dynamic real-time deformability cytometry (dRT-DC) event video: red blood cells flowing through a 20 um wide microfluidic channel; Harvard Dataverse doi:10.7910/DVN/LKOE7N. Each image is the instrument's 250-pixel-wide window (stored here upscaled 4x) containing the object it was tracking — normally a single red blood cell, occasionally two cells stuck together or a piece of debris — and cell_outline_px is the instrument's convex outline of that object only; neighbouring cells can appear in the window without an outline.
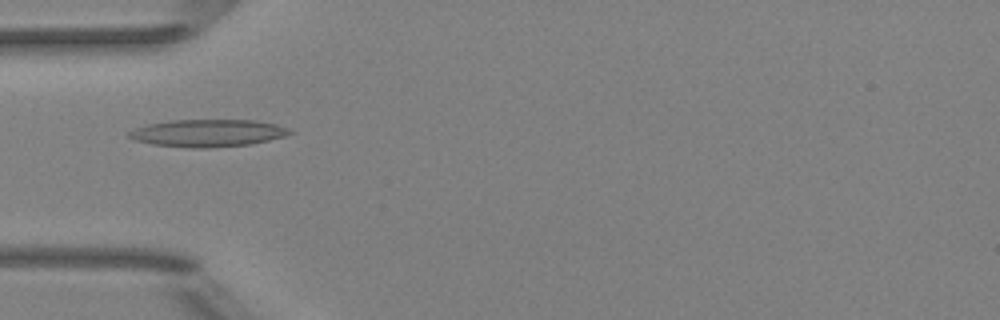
{"species": "Egyptian fruit bat (a non-hibernating species)", "species_latin": "Rousettus aegyptiacus", "temperature_condition": "room temperature", "stored_images_in_passage": 52, "camera_frame_rate_fps": 3000, "um_per_image_px": 0.085, "animal": {"sex": "female"}, "frame": {"image": 1, "passage_image": 17, "time_ms": 5.333, "image_size_px": [1000, 320], "cell_outline_px": [[296, 132], [284, 136], [252, 144], [204, 148], [192, 148], [152, 144], [136, 140], [128, 136], [128, 132], [136, 128], [148, 124], [168, 120], [256, 120], [276, 124], [288, 128]], "centroid_in_image_um": [17.69, 11.3], "position_along_channel_um": 67.3, "area_um2": 25.61}}
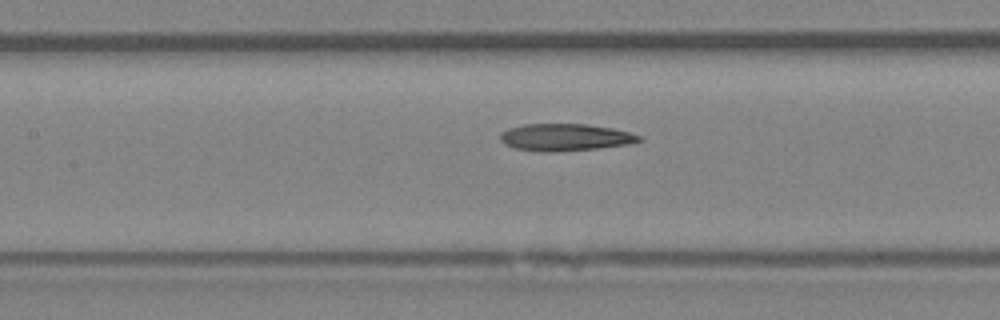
{"frame": {"image": 2, "passage_image": 24, "time_ms": 7.667, "image_size_px": [1000, 320], "cell_outline_px": [[644, 140], [632, 144], [600, 148], [560, 152], [540, 152], [516, 148], [504, 144], [500, 140], [500, 132], [508, 128], [524, 124], [588, 124], [612, 128], [628, 132], [640, 136]], "centroid_in_image_um": [48.05, 11.68], "position_along_channel_um": 159.4, "area_um2": 22.25}}
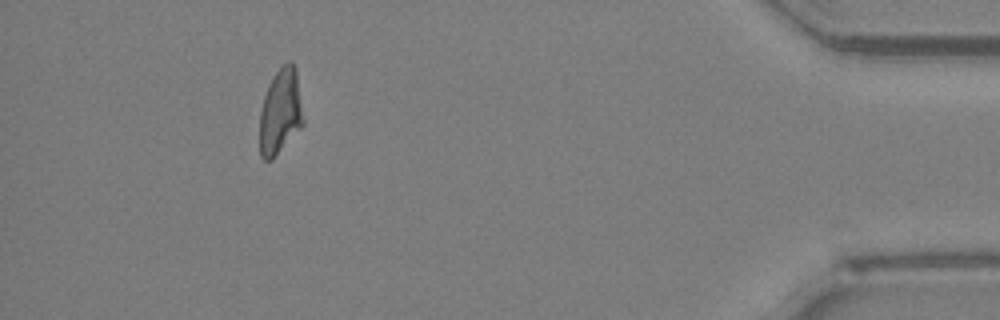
{"frame": {"image": 3, "passage_image": 48, "time_ms": 15.667, "image_size_px": [1000, 320], "cell_outline_px": [[304, 124], [272, 160], [264, 160], [260, 156], [260, 112], [264, 96], [268, 84], [272, 76], [288, 60], [292, 60], [296, 68], [304, 120]], "centroid_in_image_um": [23.84, 9.48], "position_along_channel_um": 411.4, "area_um2": 21.85}, "authors_computed_cell_mechanics": {"area_um2": 22.2819, "velocity_mm_per_s": 3.9283, "shape_relaxation_time_tau1_ms": null, "shape_relaxation_time_tau2_ms": 3.2026, "deformation_change_tau1": null, "deformation_change_tau2": 0.1338}}